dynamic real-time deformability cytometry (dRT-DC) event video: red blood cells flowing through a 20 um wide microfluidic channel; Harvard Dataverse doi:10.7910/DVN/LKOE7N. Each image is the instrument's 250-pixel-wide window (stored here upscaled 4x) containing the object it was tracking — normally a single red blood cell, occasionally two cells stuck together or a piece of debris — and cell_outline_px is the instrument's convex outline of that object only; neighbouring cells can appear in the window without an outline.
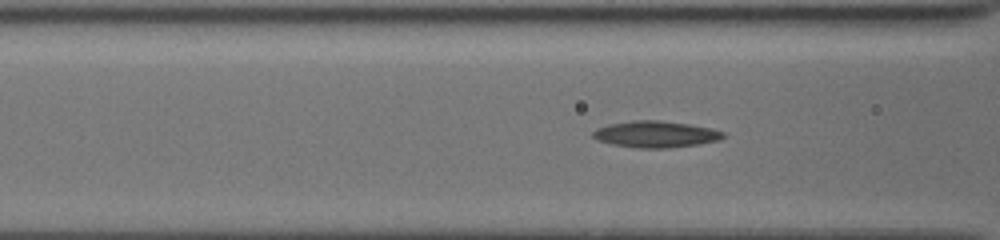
{"species": "common noctule bat (a hibernating species)", "species_latin": "Nyctalus noctula", "temperature_condition": "cold", "stored_images_in_passage": 36, "camera_frame_rate_fps": 3000, "um_per_image_px": 0.085, "animal": {"sex": "female", "body_mass_g": 19.5, "forearm_length_mm": 54.1}, "frame": {"image": 1, "passage_image": 12, "time_ms": 3.667, "image_size_px": [1000, 240], "cell_outline_px": [[724, 136], [720, 140], [696, 144], [668, 148], [636, 148], [612, 144], [596, 140], [592, 136], [592, 132], [596, 128], [608, 124], [632, 120], [660, 120], [688, 124], [712, 128], [724, 132]], "centroid_in_image_um": [55.69, 11.4], "position_along_channel_um": 110.9, "area_um2": 20.17}}
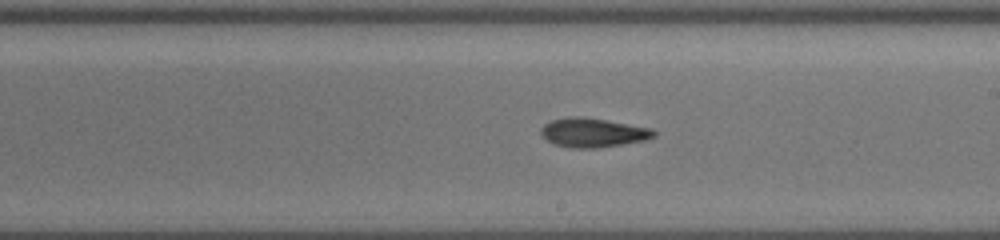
{"frame": {"image": 2, "passage_image": 22, "time_ms": 7.0, "image_size_px": [1000, 240], "cell_outline_px": [[656, 136], [644, 140], [596, 148], [572, 148], [552, 144], [540, 132], [540, 128], [544, 124], [552, 120], [568, 116], [580, 116], [652, 128], [656, 132]], "centroid_in_image_um": [50.37, 11.27], "position_along_channel_um": 238.6, "area_um2": 19.02}}
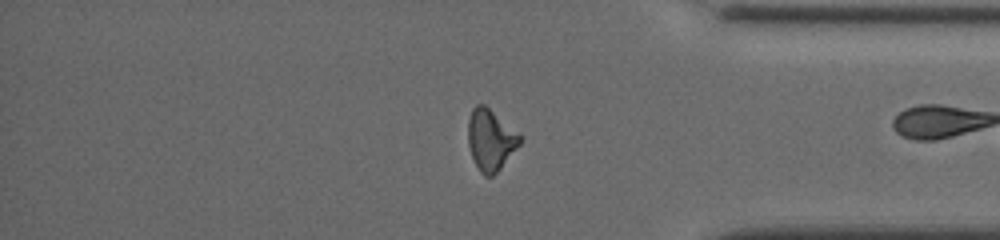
{"frame": {"image": 3, "passage_image": 35, "time_ms": 11.333, "image_size_px": [1000, 240], "cell_outline_px": [[520, 144], [500, 168], [492, 176], [484, 176], [480, 172], [472, 156], [468, 144], [468, 120], [472, 108], [476, 104], [484, 104], [520, 136]], "centroid_in_image_um": [41.65, 11.89], "position_along_channel_um": 393.5, "area_um2": 17.92}}